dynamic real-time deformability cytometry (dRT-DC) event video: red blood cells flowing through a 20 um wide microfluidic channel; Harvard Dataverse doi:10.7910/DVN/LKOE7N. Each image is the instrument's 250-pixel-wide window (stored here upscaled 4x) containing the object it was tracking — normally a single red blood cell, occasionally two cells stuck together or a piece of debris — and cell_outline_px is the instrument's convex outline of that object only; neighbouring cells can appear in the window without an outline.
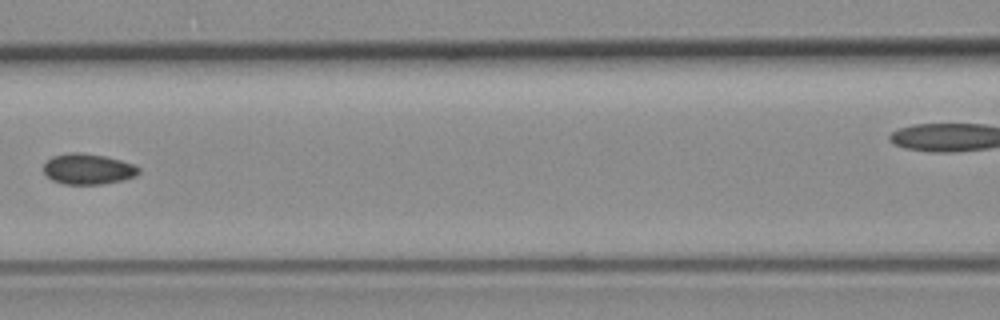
{"species": "common noctule bat (a hibernating species)", "species_latin": "Nyctalus noctula", "temperature_condition": "room temperature", "stored_images_in_passage": 9, "segment_of_instrument_passage": [1, 2], "camera_frame_rate_fps": 3000, "um_per_image_px": 0.085, "animal": {"sex": "female", "body_mass_g": 19.3, "forearm_length_mm": 54.1}, "frame": {"image": 1, "passage_image": 7, "time_ms": 2.0, "image_size_px": [1000, 320], "cell_outline_px": [[140, 172], [136, 176], [124, 180], [100, 184], [64, 184], [52, 180], [44, 172], [44, 164], [52, 156], [68, 152], [80, 152], [104, 156], [136, 164], [140, 168]], "centroid_in_image_um": [7.51, 14.36], "position_along_channel_um": 159.1, "area_um2": 17.11}}
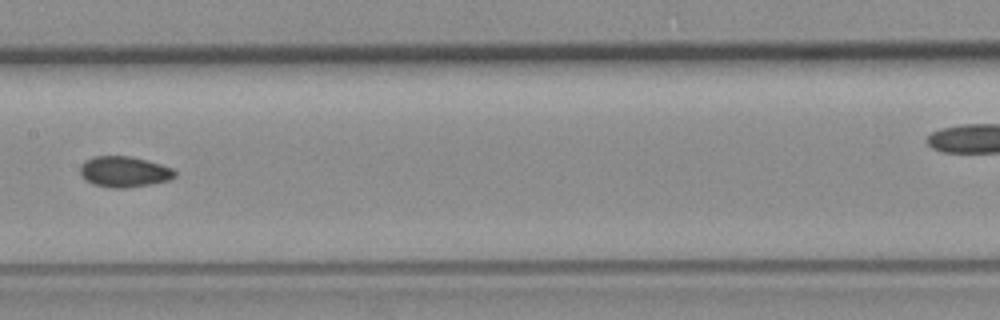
{"frame": {"image": 2, "passage_image": 8, "time_ms": 2.333, "image_size_px": [1000, 320], "cell_outline_px": [[176, 176], [168, 180], [152, 184], [124, 188], [108, 188], [92, 184], [80, 172], [80, 164], [84, 160], [92, 156], [132, 156], [148, 160], [172, 168], [176, 172]], "centroid_in_image_um": [10.55, 14.59], "position_along_channel_um": 196.8, "area_um2": 17.11}}